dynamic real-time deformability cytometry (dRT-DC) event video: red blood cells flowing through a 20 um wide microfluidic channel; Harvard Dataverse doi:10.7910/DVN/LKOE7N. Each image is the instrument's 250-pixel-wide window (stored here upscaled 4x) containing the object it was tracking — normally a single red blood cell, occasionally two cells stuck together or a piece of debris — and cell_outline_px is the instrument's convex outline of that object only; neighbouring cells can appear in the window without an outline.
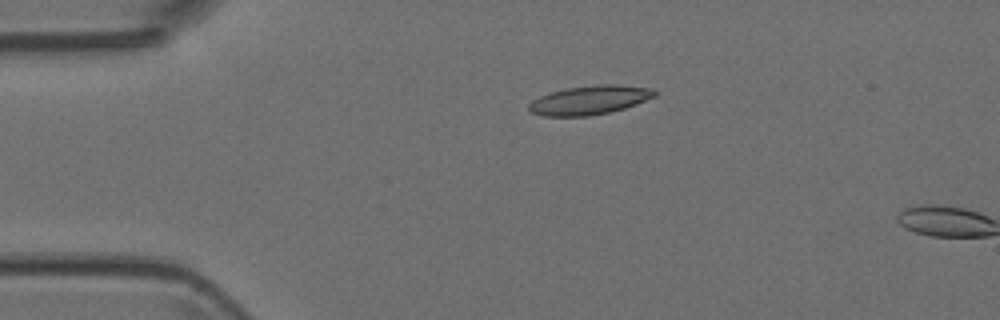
{"species": "Egyptian fruit bat (a non-hibernating species)", "species_latin": "Rousettus aegyptiacus", "temperature_condition": "room temperature", "stored_images_in_passage": 5, "camera_frame_rate_fps": 3000, "um_per_image_px": 0.085, "animal": {"sex": "female"}, "frame": {"image": 1, "passage_image": 4, "time_ms": 3.333, "image_size_px": [1000, 320], "cell_outline_px": [[660, 92], [656, 96], [636, 104], [612, 112], [588, 116], [544, 116], [532, 112], [528, 108], [528, 104], [532, 100], [540, 96], [552, 92], [568, 88], [596, 84], [616, 84], [652, 88]], "centroid_in_image_um": [50.16, 8.5], "position_along_channel_um": 34.8, "area_um2": 21.33}}